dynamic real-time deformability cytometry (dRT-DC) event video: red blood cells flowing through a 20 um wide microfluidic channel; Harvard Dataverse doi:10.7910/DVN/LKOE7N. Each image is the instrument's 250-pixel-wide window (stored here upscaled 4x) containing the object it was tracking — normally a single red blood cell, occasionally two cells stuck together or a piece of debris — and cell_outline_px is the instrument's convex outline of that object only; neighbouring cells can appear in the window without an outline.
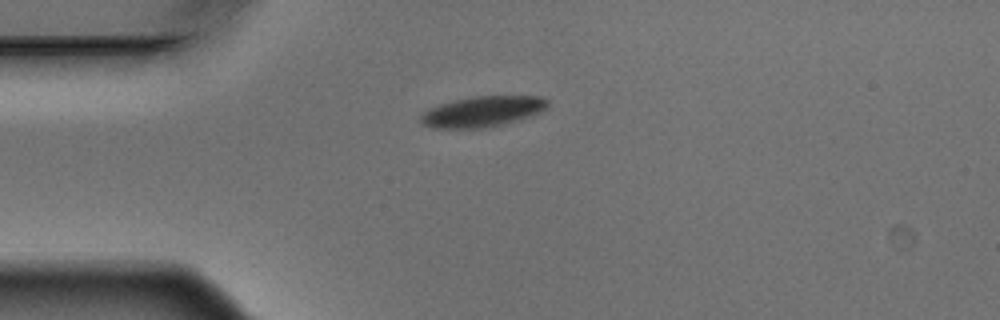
{"species": "Egyptian fruit bat (a non-hibernating species)", "species_latin": "Rousettus aegyptiacus", "temperature_condition": "warm", "stored_images_in_passage": 4, "camera_frame_rate_fps": 3000, "um_per_image_px": 0.085, "animal": {"sex": "male"}, "frame": {"image": 1, "passage_image": 4, "time_ms": 1.0, "image_size_px": [1000, 320], "cell_outline_px": [[548, 104], [540, 112], [532, 116], [484, 128], [436, 128], [424, 124], [420, 120], [420, 116], [428, 108], [440, 104], [456, 100], [476, 96], [540, 96], [548, 100]], "centroid_in_image_um": [41.01, 9.47], "position_along_channel_um": 44.0, "area_um2": 22.31}}